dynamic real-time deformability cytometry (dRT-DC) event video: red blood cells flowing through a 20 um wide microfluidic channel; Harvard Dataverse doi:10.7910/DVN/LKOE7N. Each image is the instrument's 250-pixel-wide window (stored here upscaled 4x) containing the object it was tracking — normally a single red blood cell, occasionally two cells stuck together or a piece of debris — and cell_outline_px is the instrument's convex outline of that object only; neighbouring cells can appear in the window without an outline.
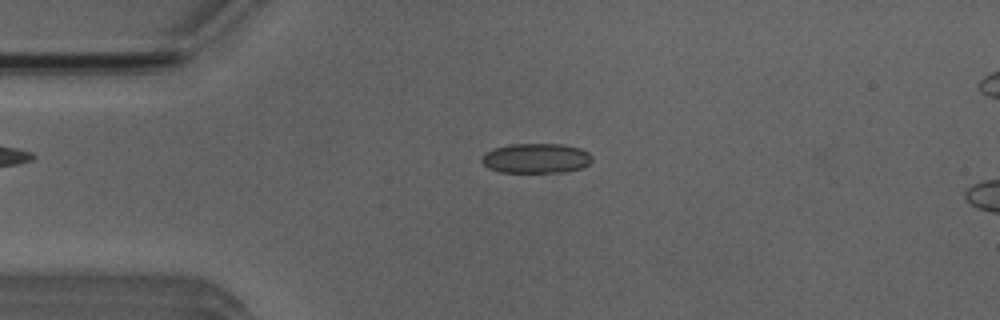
{"species": "Egyptian fruit bat (a non-hibernating species)", "species_latin": "Rousettus aegyptiacus", "temperature_condition": "room temperature", "stored_images_in_passage": 4, "camera_frame_rate_fps": 3000, "um_per_image_px": 0.085, "animal": {"sex": "male"}, "frame": {"image": 1, "passage_image": 2, "time_ms": 1.0, "image_size_px": [1000, 320], "cell_outline_px": [[592, 160], [588, 164], [580, 168], [564, 172], [500, 172], [488, 168], [480, 160], [480, 156], [484, 152], [492, 148], [512, 144], [564, 144], [580, 148], [588, 152], [592, 156]], "centroid_in_image_um": [45.53, 13.44], "position_along_channel_um": 39.5, "area_um2": 19.36}}